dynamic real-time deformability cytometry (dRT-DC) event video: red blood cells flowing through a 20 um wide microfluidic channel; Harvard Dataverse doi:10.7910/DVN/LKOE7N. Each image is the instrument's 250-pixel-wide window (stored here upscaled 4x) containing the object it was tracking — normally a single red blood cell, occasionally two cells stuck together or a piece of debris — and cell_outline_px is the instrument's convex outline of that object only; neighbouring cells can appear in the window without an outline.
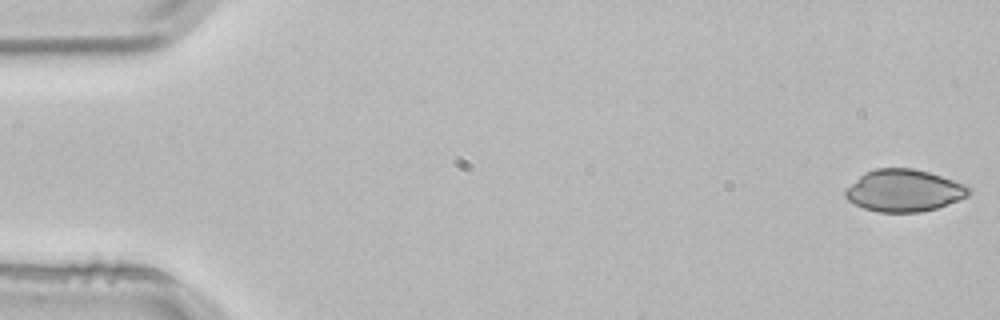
{"species": "common noctule bat (a hibernating species)", "species_latin": "Nyctalus noctula", "temperature_condition": "room temperature", "stored_images_in_passage": 16, "camera_frame_rate_fps": 3000, "um_per_image_px": 0.085, "animal": {"sex": "male", "body_mass_g": 21.5, "forearm_length_mm": 52.0}, "frame": {"image": 1, "passage_image": 1, "time_ms": 0.0, "image_size_px": [1000, 320], "cell_outline_px": [[972, 192], [968, 196], [936, 208], [920, 212], [876, 212], [864, 208], [848, 200], [844, 196], [844, 188], [864, 172], [876, 168], [912, 168], [928, 172], [964, 184], [972, 188]], "centroid_in_image_um": [76.8, 16.19], "position_along_channel_um": 8.2, "area_um2": 30.35}}
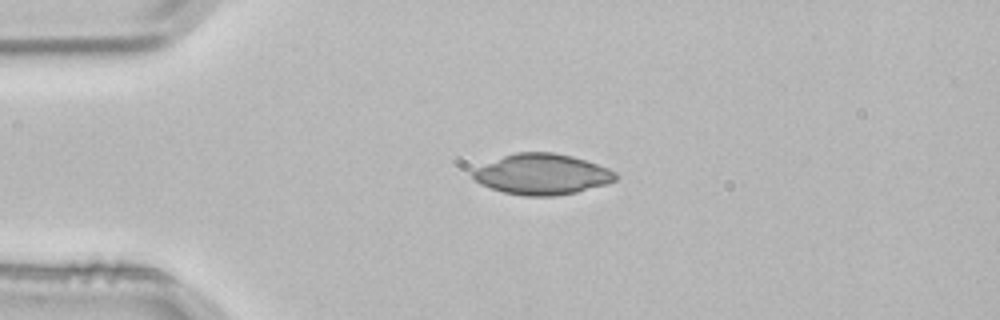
{"frame": {"image": 2, "passage_image": 12, "time_ms": 3.667, "image_size_px": [1000, 320], "cell_outline_px": [[620, 176], [616, 180], [608, 184], [576, 192], [556, 196], [524, 196], [504, 192], [480, 184], [472, 176], [472, 172], [476, 168], [504, 156], [516, 152], [552, 152], [572, 156], [608, 168], [616, 172]], "centroid_in_image_um": [46.12, 14.82], "position_along_channel_um": 38.9, "area_um2": 33.7}}